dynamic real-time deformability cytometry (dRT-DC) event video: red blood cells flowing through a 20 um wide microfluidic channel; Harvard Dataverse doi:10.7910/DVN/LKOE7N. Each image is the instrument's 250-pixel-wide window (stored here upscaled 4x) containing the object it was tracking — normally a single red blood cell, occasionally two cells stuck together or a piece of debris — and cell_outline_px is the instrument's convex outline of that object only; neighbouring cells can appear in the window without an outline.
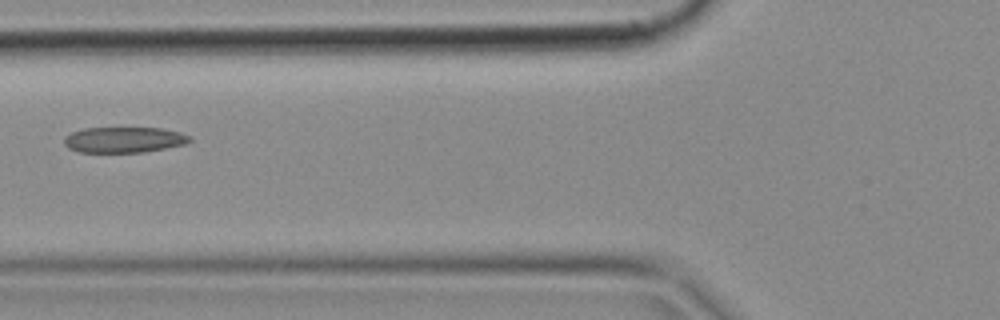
{"species": "common noctule bat (a hibernating species)", "species_latin": "Nyctalus noctula", "temperature_condition": "cold", "stored_images_in_passage": 7, "camera_frame_rate_fps": 3000, "um_per_image_px": 0.085, "animal": {"sex": "female", "body_mass_g": 18.4}, "frame": {"image": 1, "passage_image": 6, "time_ms": 1.667, "image_size_px": [1000, 320], "cell_outline_px": [[192, 140], [188, 144], [144, 152], [80, 152], [68, 148], [64, 144], [64, 136], [72, 132], [84, 128], [160, 128], [180, 132], [192, 136]], "centroid_in_image_um": [10.57, 11.88], "position_along_channel_um": 115.2, "area_um2": 18.96}}
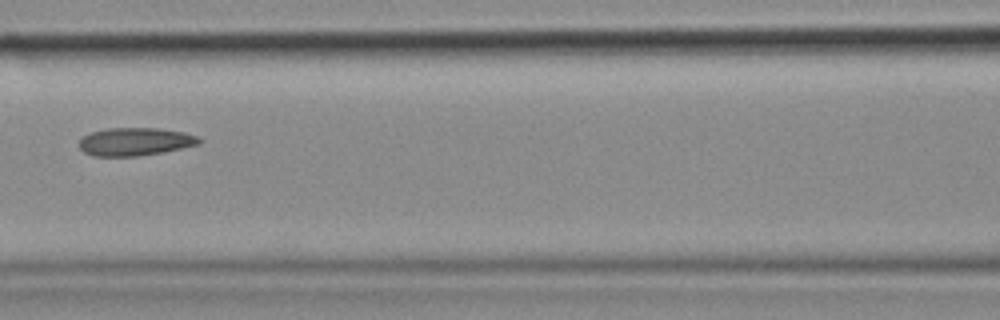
{"frame": {"image": 2, "passage_image": 7, "time_ms": 2.0, "image_size_px": [1000, 320], "cell_outline_px": [[200, 144], [164, 152], [140, 156], [92, 156], [84, 152], [80, 148], [80, 140], [84, 136], [92, 132], [108, 128], [156, 128], [184, 132], [196, 136], [200, 140]], "centroid_in_image_um": [11.48, 12.05], "position_along_channel_um": 155.1, "area_um2": 19.48}}